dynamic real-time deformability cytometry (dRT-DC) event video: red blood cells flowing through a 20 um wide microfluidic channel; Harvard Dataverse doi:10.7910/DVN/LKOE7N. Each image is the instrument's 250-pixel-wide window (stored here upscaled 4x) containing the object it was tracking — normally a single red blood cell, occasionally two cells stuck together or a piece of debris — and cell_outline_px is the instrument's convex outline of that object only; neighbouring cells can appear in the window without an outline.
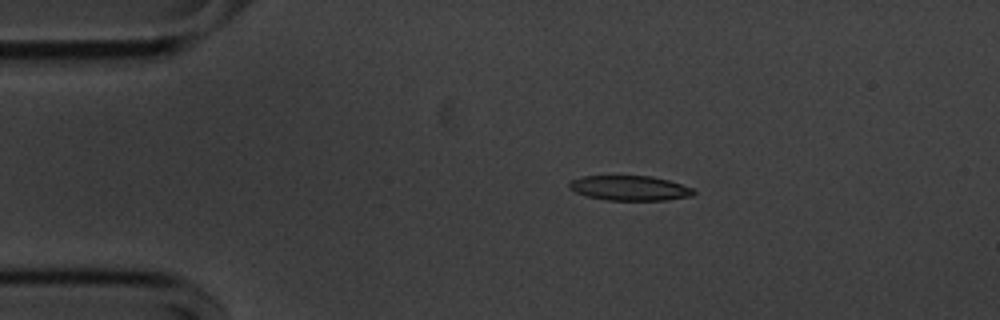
{"species": "common noctule bat (a hibernating species)", "species_latin": "Nyctalus noctula", "temperature_condition": "cold", "stored_images_in_passage": 46, "camera_frame_rate_fps": 3000, "um_per_image_px": 0.085, "animal": {"sex": "male", "body_mass_g": 20.1, "forearm_length_mm": 53.5}, "frame": {"image": 1, "passage_image": 1, "time_ms": 0.0, "image_size_px": [1000, 320], "cell_outline_px": [[696, 192], [692, 196], [668, 200], [604, 200], [588, 196], [576, 192], [568, 188], [568, 180], [584, 176], [652, 176], [668, 180], [692, 188]], "centroid_in_image_um": [53.5, 15.99], "position_along_channel_um": 31.5, "area_um2": 18.09}}
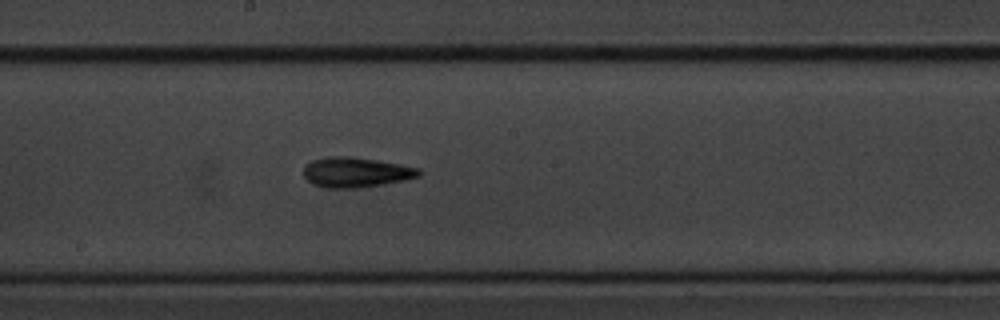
{"frame": {"image": 2, "passage_image": 20, "time_ms": 6.333, "image_size_px": [1000, 320], "cell_outline_px": [[420, 176], [404, 180], [356, 188], [324, 188], [312, 184], [304, 176], [304, 168], [312, 160], [328, 156], [348, 156], [376, 160], [400, 164], [420, 168]], "centroid_in_image_um": [30.23, 14.64], "position_along_channel_um": 218.0, "area_um2": 20.06}}
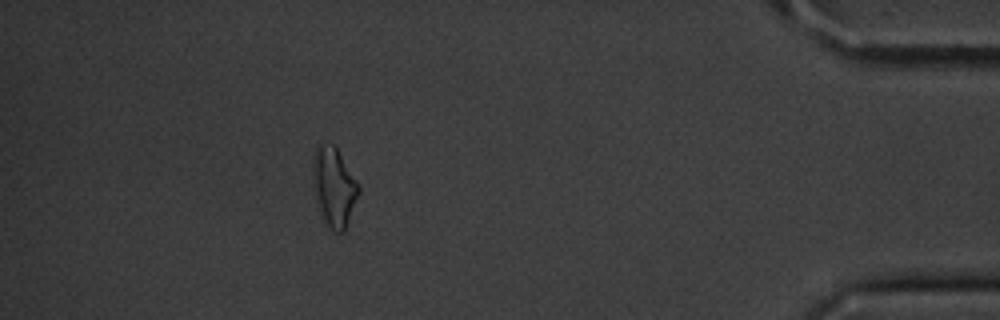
{"frame": {"image": 3, "passage_image": 40, "time_ms": 13.0, "image_size_px": [1000, 320], "cell_outline_px": [[360, 192], [344, 232], [336, 232], [328, 224], [316, 208], [312, 160], [316, 144], [332, 144], [336, 148], [360, 184]], "centroid_in_image_um": [28.39, 15.87], "position_along_channel_um": 406.8, "area_um2": 21.1}, "authors_computed_cell_mechanics": {"area_um2": 19.2185, "velocity_mm_per_s": 3.6091, "shape_relaxation_time_tau1_ms": 2.4894, "shape_relaxation_time_tau2_ms": null, "deformation_change_tau1": 0.1218, "deformation_change_tau2": null}}